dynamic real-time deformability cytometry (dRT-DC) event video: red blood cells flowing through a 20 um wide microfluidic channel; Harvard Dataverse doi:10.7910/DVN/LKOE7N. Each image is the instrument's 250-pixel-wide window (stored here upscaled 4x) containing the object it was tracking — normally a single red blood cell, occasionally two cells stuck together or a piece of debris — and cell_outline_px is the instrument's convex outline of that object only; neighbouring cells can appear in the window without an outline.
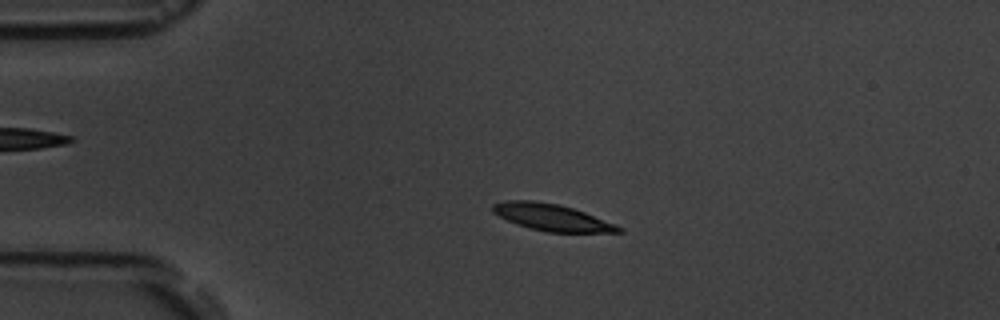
{"species": "common noctule bat (a hibernating species)", "species_latin": "Nyctalus noctula", "temperature_condition": "room temperature", "stored_images_in_passage": 4, "camera_frame_rate_fps": 3000, "um_per_image_px": 0.085, "animal": {"sex": "male", "body_mass_g": 19.5, "forearm_length_mm": 54.6}, "frame": {"image": 1, "passage_image": 3, "time_ms": 2.333, "image_size_px": [1000, 320], "cell_outline_px": [[624, 232], [548, 232], [528, 228], [516, 224], [492, 212], [492, 204], [504, 200], [532, 200], [560, 204], [584, 212], [616, 224], [624, 228]], "centroid_in_image_um": [46.9, 18.47], "position_along_channel_um": 38.1, "area_um2": 19.65}}